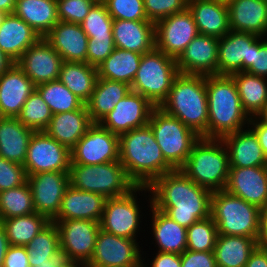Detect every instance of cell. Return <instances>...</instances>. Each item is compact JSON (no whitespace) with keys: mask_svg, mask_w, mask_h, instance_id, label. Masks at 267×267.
Returning a JSON list of instances; mask_svg holds the SVG:
<instances>
[{"mask_svg":"<svg viewBox=\"0 0 267 267\" xmlns=\"http://www.w3.org/2000/svg\"><path fill=\"white\" fill-rule=\"evenodd\" d=\"M87 267H103V266H87Z\"/></svg>","mask_w":267,"mask_h":267,"instance_id":"66","label":"cell"},{"mask_svg":"<svg viewBox=\"0 0 267 267\" xmlns=\"http://www.w3.org/2000/svg\"><path fill=\"white\" fill-rule=\"evenodd\" d=\"M119 161L136 186L148 187L156 178L174 170L165 161L149 125L119 135Z\"/></svg>","mask_w":267,"mask_h":267,"instance_id":"2","label":"cell"},{"mask_svg":"<svg viewBox=\"0 0 267 267\" xmlns=\"http://www.w3.org/2000/svg\"><path fill=\"white\" fill-rule=\"evenodd\" d=\"M219 38L198 34L176 59L178 71L186 75H217Z\"/></svg>","mask_w":267,"mask_h":267,"instance_id":"19","label":"cell"},{"mask_svg":"<svg viewBox=\"0 0 267 267\" xmlns=\"http://www.w3.org/2000/svg\"><path fill=\"white\" fill-rule=\"evenodd\" d=\"M202 138L208 139V102L203 75L181 74L174 79L167 99L160 105Z\"/></svg>","mask_w":267,"mask_h":267,"instance_id":"4","label":"cell"},{"mask_svg":"<svg viewBox=\"0 0 267 267\" xmlns=\"http://www.w3.org/2000/svg\"><path fill=\"white\" fill-rule=\"evenodd\" d=\"M138 241V239L116 236L100 229L93 255L87 266L142 267L144 250L142 244L144 243Z\"/></svg>","mask_w":267,"mask_h":267,"instance_id":"11","label":"cell"},{"mask_svg":"<svg viewBox=\"0 0 267 267\" xmlns=\"http://www.w3.org/2000/svg\"><path fill=\"white\" fill-rule=\"evenodd\" d=\"M99 0H57L58 19L62 22L81 24Z\"/></svg>","mask_w":267,"mask_h":267,"instance_id":"47","label":"cell"},{"mask_svg":"<svg viewBox=\"0 0 267 267\" xmlns=\"http://www.w3.org/2000/svg\"><path fill=\"white\" fill-rule=\"evenodd\" d=\"M208 139H222L249 125L234 79L227 75H208Z\"/></svg>","mask_w":267,"mask_h":267,"instance_id":"3","label":"cell"},{"mask_svg":"<svg viewBox=\"0 0 267 267\" xmlns=\"http://www.w3.org/2000/svg\"><path fill=\"white\" fill-rule=\"evenodd\" d=\"M115 49L113 35L88 37L86 63L97 67Z\"/></svg>","mask_w":267,"mask_h":267,"instance_id":"50","label":"cell"},{"mask_svg":"<svg viewBox=\"0 0 267 267\" xmlns=\"http://www.w3.org/2000/svg\"><path fill=\"white\" fill-rule=\"evenodd\" d=\"M217 1H219V2H221V3H224V4H229L230 2H232L233 0H217Z\"/></svg>","mask_w":267,"mask_h":267,"instance_id":"64","label":"cell"},{"mask_svg":"<svg viewBox=\"0 0 267 267\" xmlns=\"http://www.w3.org/2000/svg\"><path fill=\"white\" fill-rule=\"evenodd\" d=\"M31 79L14 63L0 75V117H16L35 90Z\"/></svg>","mask_w":267,"mask_h":267,"instance_id":"23","label":"cell"},{"mask_svg":"<svg viewBox=\"0 0 267 267\" xmlns=\"http://www.w3.org/2000/svg\"><path fill=\"white\" fill-rule=\"evenodd\" d=\"M143 3L147 19L154 23L188 7V0H143Z\"/></svg>","mask_w":267,"mask_h":267,"instance_id":"48","label":"cell"},{"mask_svg":"<svg viewBox=\"0 0 267 267\" xmlns=\"http://www.w3.org/2000/svg\"><path fill=\"white\" fill-rule=\"evenodd\" d=\"M35 212L52 221L59 213L69 183V172H40L27 176Z\"/></svg>","mask_w":267,"mask_h":267,"instance_id":"17","label":"cell"},{"mask_svg":"<svg viewBox=\"0 0 267 267\" xmlns=\"http://www.w3.org/2000/svg\"><path fill=\"white\" fill-rule=\"evenodd\" d=\"M245 72L267 78V37L259 36L251 44L250 67Z\"/></svg>","mask_w":267,"mask_h":267,"instance_id":"51","label":"cell"},{"mask_svg":"<svg viewBox=\"0 0 267 267\" xmlns=\"http://www.w3.org/2000/svg\"><path fill=\"white\" fill-rule=\"evenodd\" d=\"M112 32L117 48L140 54L155 48V23L152 21L113 20Z\"/></svg>","mask_w":267,"mask_h":267,"instance_id":"27","label":"cell"},{"mask_svg":"<svg viewBox=\"0 0 267 267\" xmlns=\"http://www.w3.org/2000/svg\"><path fill=\"white\" fill-rule=\"evenodd\" d=\"M70 153L71 164L98 165L119 161V135L94 123Z\"/></svg>","mask_w":267,"mask_h":267,"instance_id":"13","label":"cell"},{"mask_svg":"<svg viewBox=\"0 0 267 267\" xmlns=\"http://www.w3.org/2000/svg\"><path fill=\"white\" fill-rule=\"evenodd\" d=\"M218 230L212 217L199 220L187 228V250L213 251Z\"/></svg>","mask_w":267,"mask_h":267,"instance_id":"44","label":"cell"},{"mask_svg":"<svg viewBox=\"0 0 267 267\" xmlns=\"http://www.w3.org/2000/svg\"><path fill=\"white\" fill-rule=\"evenodd\" d=\"M151 205L185 228L210 216L212 192L180 169L156 178L149 186Z\"/></svg>","mask_w":267,"mask_h":267,"instance_id":"1","label":"cell"},{"mask_svg":"<svg viewBox=\"0 0 267 267\" xmlns=\"http://www.w3.org/2000/svg\"><path fill=\"white\" fill-rule=\"evenodd\" d=\"M70 150L45 131L34 132L23 164L27 176L40 172H69Z\"/></svg>","mask_w":267,"mask_h":267,"instance_id":"12","label":"cell"},{"mask_svg":"<svg viewBox=\"0 0 267 267\" xmlns=\"http://www.w3.org/2000/svg\"><path fill=\"white\" fill-rule=\"evenodd\" d=\"M198 34L193 15L187 8L155 23V48L177 59Z\"/></svg>","mask_w":267,"mask_h":267,"instance_id":"15","label":"cell"},{"mask_svg":"<svg viewBox=\"0 0 267 267\" xmlns=\"http://www.w3.org/2000/svg\"><path fill=\"white\" fill-rule=\"evenodd\" d=\"M58 79L86 104L98 80L97 67L86 62L63 61Z\"/></svg>","mask_w":267,"mask_h":267,"instance_id":"36","label":"cell"},{"mask_svg":"<svg viewBox=\"0 0 267 267\" xmlns=\"http://www.w3.org/2000/svg\"><path fill=\"white\" fill-rule=\"evenodd\" d=\"M181 267H216L214 253L186 249L181 254Z\"/></svg>","mask_w":267,"mask_h":267,"instance_id":"52","label":"cell"},{"mask_svg":"<svg viewBox=\"0 0 267 267\" xmlns=\"http://www.w3.org/2000/svg\"><path fill=\"white\" fill-rule=\"evenodd\" d=\"M240 102L249 118L256 115L267 104V78L253 75L245 71L232 74Z\"/></svg>","mask_w":267,"mask_h":267,"instance_id":"37","label":"cell"},{"mask_svg":"<svg viewBox=\"0 0 267 267\" xmlns=\"http://www.w3.org/2000/svg\"><path fill=\"white\" fill-rule=\"evenodd\" d=\"M229 168V154L222 139L201 137L180 170L197 185L215 192L225 190Z\"/></svg>","mask_w":267,"mask_h":267,"instance_id":"5","label":"cell"},{"mask_svg":"<svg viewBox=\"0 0 267 267\" xmlns=\"http://www.w3.org/2000/svg\"><path fill=\"white\" fill-rule=\"evenodd\" d=\"M69 183L76 189L94 192L107 199L123 196L136 186L120 161L98 165L70 164Z\"/></svg>","mask_w":267,"mask_h":267,"instance_id":"10","label":"cell"},{"mask_svg":"<svg viewBox=\"0 0 267 267\" xmlns=\"http://www.w3.org/2000/svg\"><path fill=\"white\" fill-rule=\"evenodd\" d=\"M143 54L115 47L97 66L98 78L115 80L131 86Z\"/></svg>","mask_w":267,"mask_h":267,"instance_id":"38","label":"cell"},{"mask_svg":"<svg viewBox=\"0 0 267 267\" xmlns=\"http://www.w3.org/2000/svg\"><path fill=\"white\" fill-rule=\"evenodd\" d=\"M222 141L228 150L230 167L267 166L257 135L249 126L226 135Z\"/></svg>","mask_w":267,"mask_h":267,"instance_id":"26","label":"cell"},{"mask_svg":"<svg viewBox=\"0 0 267 267\" xmlns=\"http://www.w3.org/2000/svg\"><path fill=\"white\" fill-rule=\"evenodd\" d=\"M257 246L254 238L218 234L213 250L216 266L245 267Z\"/></svg>","mask_w":267,"mask_h":267,"instance_id":"35","label":"cell"},{"mask_svg":"<svg viewBox=\"0 0 267 267\" xmlns=\"http://www.w3.org/2000/svg\"><path fill=\"white\" fill-rule=\"evenodd\" d=\"M148 125L154 133L165 161L175 170L181 169L187 161L193 145L201 138L178 118L155 107Z\"/></svg>","mask_w":267,"mask_h":267,"instance_id":"9","label":"cell"},{"mask_svg":"<svg viewBox=\"0 0 267 267\" xmlns=\"http://www.w3.org/2000/svg\"><path fill=\"white\" fill-rule=\"evenodd\" d=\"M80 25L88 37L113 35V19L101 0L91 8Z\"/></svg>","mask_w":267,"mask_h":267,"instance_id":"45","label":"cell"},{"mask_svg":"<svg viewBox=\"0 0 267 267\" xmlns=\"http://www.w3.org/2000/svg\"><path fill=\"white\" fill-rule=\"evenodd\" d=\"M178 75L176 59L154 48L142 55L131 91L146 97L155 107H160Z\"/></svg>","mask_w":267,"mask_h":267,"instance_id":"8","label":"cell"},{"mask_svg":"<svg viewBox=\"0 0 267 267\" xmlns=\"http://www.w3.org/2000/svg\"><path fill=\"white\" fill-rule=\"evenodd\" d=\"M93 124L84 104L78 110L53 114L45 132L71 150Z\"/></svg>","mask_w":267,"mask_h":267,"instance_id":"28","label":"cell"},{"mask_svg":"<svg viewBox=\"0 0 267 267\" xmlns=\"http://www.w3.org/2000/svg\"><path fill=\"white\" fill-rule=\"evenodd\" d=\"M113 20L150 21L143 0H101Z\"/></svg>","mask_w":267,"mask_h":267,"instance_id":"46","label":"cell"},{"mask_svg":"<svg viewBox=\"0 0 267 267\" xmlns=\"http://www.w3.org/2000/svg\"><path fill=\"white\" fill-rule=\"evenodd\" d=\"M49 106L44 102L40 94L34 90L25 101L17 119L31 130L45 131L52 118Z\"/></svg>","mask_w":267,"mask_h":267,"instance_id":"43","label":"cell"},{"mask_svg":"<svg viewBox=\"0 0 267 267\" xmlns=\"http://www.w3.org/2000/svg\"><path fill=\"white\" fill-rule=\"evenodd\" d=\"M199 34L222 38L230 31L227 4L217 0H188Z\"/></svg>","mask_w":267,"mask_h":267,"instance_id":"30","label":"cell"},{"mask_svg":"<svg viewBox=\"0 0 267 267\" xmlns=\"http://www.w3.org/2000/svg\"><path fill=\"white\" fill-rule=\"evenodd\" d=\"M51 221L37 212L3 219L0 223L6 230L10 245L26 246Z\"/></svg>","mask_w":267,"mask_h":267,"instance_id":"39","label":"cell"},{"mask_svg":"<svg viewBox=\"0 0 267 267\" xmlns=\"http://www.w3.org/2000/svg\"><path fill=\"white\" fill-rule=\"evenodd\" d=\"M155 106L141 94L130 91L99 124L111 133L121 135L148 125Z\"/></svg>","mask_w":267,"mask_h":267,"instance_id":"16","label":"cell"},{"mask_svg":"<svg viewBox=\"0 0 267 267\" xmlns=\"http://www.w3.org/2000/svg\"><path fill=\"white\" fill-rule=\"evenodd\" d=\"M54 223L59 231L62 257L87 264L94 252L100 222L70 219Z\"/></svg>","mask_w":267,"mask_h":267,"instance_id":"14","label":"cell"},{"mask_svg":"<svg viewBox=\"0 0 267 267\" xmlns=\"http://www.w3.org/2000/svg\"><path fill=\"white\" fill-rule=\"evenodd\" d=\"M225 190L259 209L267 206V166L230 167Z\"/></svg>","mask_w":267,"mask_h":267,"instance_id":"21","label":"cell"},{"mask_svg":"<svg viewBox=\"0 0 267 267\" xmlns=\"http://www.w3.org/2000/svg\"><path fill=\"white\" fill-rule=\"evenodd\" d=\"M56 267H87V264L81 261H77V260H68V259L62 258L57 263Z\"/></svg>","mask_w":267,"mask_h":267,"instance_id":"61","label":"cell"},{"mask_svg":"<svg viewBox=\"0 0 267 267\" xmlns=\"http://www.w3.org/2000/svg\"><path fill=\"white\" fill-rule=\"evenodd\" d=\"M257 135L263 153L267 158V125L262 124L256 117L250 118L248 125Z\"/></svg>","mask_w":267,"mask_h":267,"instance_id":"55","label":"cell"},{"mask_svg":"<svg viewBox=\"0 0 267 267\" xmlns=\"http://www.w3.org/2000/svg\"><path fill=\"white\" fill-rule=\"evenodd\" d=\"M256 118L262 123L267 125V104L262 110L256 115Z\"/></svg>","mask_w":267,"mask_h":267,"instance_id":"63","label":"cell"},{"mask_svg":"<svg viewBox=\"0 0 267 267\" xmlns=\"http://www.w3.org/2000/svg\"><path fill=\"white\" fill-rule=\"evenodd\" d=\"M227 6L230 30L267 37L266 0H233Z\"/></svg>","mask_w":267,"mask_h":267,"instance_id":"29","label":"cell"},{"mask_svg":"<svg viewBox=\"0 0 267 267\" xmlns=\"http://www.w3.org/2000/svg\"><path fill=\"white\" fill-rule=\"evenodd\" d=\"M44 39L63 61L86 62L88 36L80 24L59 21Z\"/></svg>","mask_w":267,"mask_h":267,"instance_id":"25","label":"cell"},{"mask_svg":"<svg viewBox=\"0 0 267 267\" xmlns=\"http://www.w3.org/2000/svg\"><path fill=\"white\" fill-rule=\"evenodd\" d=\"M27 182V174L22 164L0 157V192L21 186Z\"/></svg>","mask_w":267,"mask_h":267,"instance_id":"49","label":"cell"},{"mask_svg":"<svg viewBox=\"0 0 267 267\" xmlns=\"http://www.w3.org/2000/svg\"><path fill=\"white\" fill-rule=\"evenodd\" d=\"M147 215L149 216L145 220L143 228L149 222V228L151 231L148 234H151L153 237L148 243L156 248V252L163 253H175L181 255L187 248V228L179 225L177 222L172 220L168 215L160 210L154 208L150 205L149 209L147 208ZM151 226V227H150ZM154 239V240H153ZM155 241V242H154ZM156 244V245H155Z\"/></svg>","mask_w":267,"mask_h":267,"instance_id":"22","label":"cell"},{"mask_svg":"<svg viewBox=\"0 0 267 267\" xmlns=\"http://www.w3.org/2000/svg\"><path fill=\"white\" fill-rule=\"evenodd\" d=\"M16 0H0V11L4 14H11L14 12Z\"/></svg>","mask_w":267,"mask_h":267,"instance_id":"60","label":"cell"},{"mask_svg":"<svg viewBox=\"0 0 267 267\" xmlns=\"http://www.w3.org/2000/svg\"><path fill=\"white\" fill-rule=\"evenodd\" d=\"M63 59L43 38L29 47L16 62L35 86L59 78Z\"/></svg>","mask_w":267,"mask_h":267,"instance_id":"18","label":"cell"},{"mask_svg":"<svg viewBox=\"0 0 267 267\" xmlns=\"http://www.w3.org/2000/svg\"><path fill=\"white\" fill-rule=\"evenodd\" d=\"M260 209L226 190L212 192L210 216L218 234L257 240Z\"/></svg>","mask_w":267,"mask_h":267,"instance_id":"7","label":"cell"},{"mask_svg":"<svg viewBox=\"0 0 267 267\" xmlns=\"http://www.w3.org/2000/svg\"><path fill=\"white\" fill-rule=\"evenodd\" d=\"M34 132L16 117H0V157L23 165Z\"/></svg>","mask_w":267,"mask_h":267,"instance_id":"32","label":"cell"},{"mask_svg":"<svg viewBox=\"0 0 267 267\" xmlns=\"http://www.w3.org/2000/svg\"><path fill=\"white\" fill-rule=\"evenodd\" d=\"M153 253V258H151L150 260L147 255L148 253H146V251H142V267H181V255L156 251H154ZM146 260L147 262L149 261L148 264Z\"/></svg>","mask_w":267,"mask_h":267,"instance_id":"53","label":"cell"},{"mask_svg":"<svg viewBox=\"0 0 267 267\" xmlns=\"http://www.w3.org/2000/svg\"><path fill=\"white\" fill-rule=\"evenodd\" d=\"M61 259H51L45 263H30V267H56Z\"/></svg>","mask_w":267,"mask_h":267,"instance_id":"62","label":"cell"},{"mask_svg":"<svg viewBox=\"0 0 267 267\" xmlns=\"http://www.w3.org/2000/svg\"><path fill=\"white\" fill-rule=\"evenodd\" d=\"M258 247L267 251V206L259 211V235L257 238Z\"/></svg>","mask_w":267,"mask_h":267,"instance_id":"56","label":"cell"},{"mask_svg":"<svg viewBox=\"0 0 267 267\" xmlns=\"http://www.w3.org/2000/svg\"><path fill=\"white\" fill-rule=\"evenodd\" d=\"M35 90L49 106L52 114L78 110L84 105L59 79L37 85Z\"/></svg>","mask_w":267,"mask_h":267,"instance_id":"41","label":"cell"},{"mask_svg":"<svg viewBox=\"0 0 267 267\" xmlns=\"http://www.w3.org/2000/svg\"><path fill=\"white\" fill-rule=\"evenodd\" d=\"M14 62L0 49V75L8 70Z\"/></svg>","mask_w":267,"mask_h":267,"instance_id":"59","label":"cell"},{"mask_svg":"<svg viewBox=\"0 0 267 267\" xmlns=\"http://www.w3.org/2000/svg\"><path fill=\"white\" fill-rule=\"evenodd\" d=\"M26 246L10 245L4 258V267H30Z\"/></svg>","mask_w":267,"mask_h":267,"instance_id":"54","label":"cell"},{"mask_svg":"<svg viewBox=\"0 0 267 267\" xmlns=\"http://www.w3.org/2000/svg\"><path fill=\"white\" fill-rule=\"evenodd\" d=\"M245 267H267V251L257 246Z\"/></svg>","mask_w":267,"mask_h":267,"instance_id":"57","label":"cell"},{"mask_svg":"<svg viewBox=\"0 0 267 267\" xmlns=\"http://www.w3.org/2000/svg\"><path fill=\"white\" fill-rule=\"evenodd\" d=\"M29 263H45L51 259H62L59 231L54 222H50L27 245Z\"/></svg>","mask_w":267,"mask_h":267,"instance_id":"40","label":"cell"},{"mask_svg":"<svg viewBox=\"0 0 267 267\" xmlns=\"http://www.w3.org/2000/svg\"><path fill=\"white\" fill-rule=\"evenodd\" d=\"M41 37L14 13L5 14L0 23V49L16 63Z\"/></svg>","mask_w":267,"mask_h":267,"instance_id":"31","label":"cell"},{"mask_svg":"<svg viewBox=\"0 0 267 267\" xmlns=\"http://www.w3.org/2000/svg\"><path fill=\"white\" fill-rule=\"evenodd\" d=\"M35 213L32 190L28 182L0 192V222L17 216Z\"/></svg>","mask_w":267,"mask_h":267,"instance_id":"42","label":"cell"},{"mask_svg":"<svg viewBox=\"0 0 267 267\" xmlns=\"http://www.w3.org/2000/svg\"><path fill=\"white\" fill-rule=\"evenodd\" d=\"M9 246L6 230L0 223V264H3Z\"/></svg>","mask_w":267,"mask_h":267,"instance_id":"58","label":"cell"},{"mask_svg":"<svg viewBox=\"0 0 267 267\" xmlns=\"http://www.w3.org/2000/svg\"><path fill=\"white\" fill-rule=\"evenodd\" d=\"M130 91L131 86L126 83L98 78L91 98L86 103L91 120L99 123Z\"/></svg>","mask_w":267,"mask_h":267,"instance_id":"34","label":"cell"},{"mask_svg":"<svg viewBox=\"0 0 267 267\" xmlns=\"http://www.w3.org/2000/svg\"><path fill=\"white\" fill-rule=\"evenodd\" d=\"M259 36L249 32L230 30L218 44L217 75L246 71L250 67L251 44Z\"/></svg>","mask_w":267,"mask_h":267,"instance_id":"20","label":"cell"},{"mask_svg":"<svg viewBox=\"0 0 267 267\" xmlns=\"http://www.w3.org/2000/svg\"><path fill=\"white\" fill-rule=\"evenodd\" d=\"M107 198L104 196L76 189L69 185L61 200L59 213L52 222L60 220H92L100 222Z\"/></svg>","mask_w":267,"mask_h":267,"instance_id":"24","label":"cell"},{"mask_svg":"<svg viewBox=\"0 0 267 267\" xmlns=\"http://www.w3.org/2000/svg\"><path fill=\"white\" fill-rule=\"evenodd\" d=\"M4 13L2 12V11H0V23H1V20H2V18L4 17Z\"/></svg>","mask_w":267,"mask_h":267,"instance_id":"65","label":"cell"},{"mask_svg":"<svg viewBox=\"0 0 267 267\" xmlns=\"http://www.w3.org/2000/svg\"><path fill=\"white\" fill-rule=\"evenodd\" d=\"M13 13L41 38L59 22L57 0H16Z\"/></svg>","mask_w":267,"mask_h":267,"instance_id":"33","label":"cell"},{"mask_svg":"<svg viewBox=\"0 0 267 267\" xmlns=\"http://www.w3.org/2000/svg\"><path fill=\"white\" fill-rule=\"evenodd\" d=\"M139 196H141V199L138 198ZM142 196L146 201H143ZM141 200L145 204L148 201L146 207H150L151 194L147 186H135L123 196L107 199L100 221V229L116 236L139 239L141 237L140 232L144 231L142 233H145L146 231V229L143 230L142 228L143 219L148 217L146 216L147 211L142 210L144 208L146 209V207L142 204L143 202ZM143 211H146V214ZM143 216L145 217L143 218Z\"/></svg>","mask_w":267,"mask_h":267,"instance_id":"6","label":"cell"}]
</instances>
